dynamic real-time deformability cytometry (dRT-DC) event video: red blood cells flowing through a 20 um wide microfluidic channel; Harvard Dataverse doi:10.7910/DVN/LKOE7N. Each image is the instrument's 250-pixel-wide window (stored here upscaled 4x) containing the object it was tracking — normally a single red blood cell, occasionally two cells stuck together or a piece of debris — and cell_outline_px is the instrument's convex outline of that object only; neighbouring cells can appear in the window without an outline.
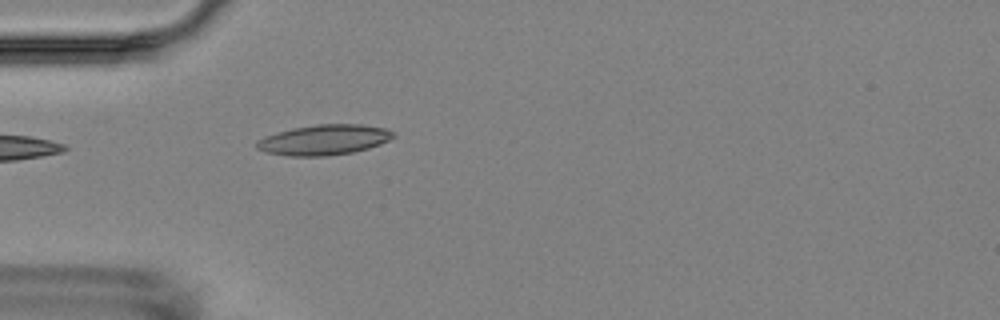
{"species": "Egyptian fruit bat (a non-hibernating species)", "species_latin": "Rousettus aegyptiacus", "temperature_condition": "room temperature", "stored_images_in_passage": 3, "camera_frame_rate_fps": 3000, "um_per_image_px": 0.085, "animal": {"sex": "female"}, "frame": {"image": 1, "passage_image": 3, "time_ms": 2.333, "image_size_px": [1000, 320], "cell_outline_px": [[396, 136], [380, 144], [368, 148], [352, 152], [324, 156], [288, 156], [264, 152], [256, 148], [256, 140], [264, 136], [276, 132], [292, 128], [316, 124], [360, 124], [384, 128], [392, 132]], "centroid_in_image_um": [27.48, 11.88], "position_along_channel_um": 57.5, "area_um2": 24.16}}